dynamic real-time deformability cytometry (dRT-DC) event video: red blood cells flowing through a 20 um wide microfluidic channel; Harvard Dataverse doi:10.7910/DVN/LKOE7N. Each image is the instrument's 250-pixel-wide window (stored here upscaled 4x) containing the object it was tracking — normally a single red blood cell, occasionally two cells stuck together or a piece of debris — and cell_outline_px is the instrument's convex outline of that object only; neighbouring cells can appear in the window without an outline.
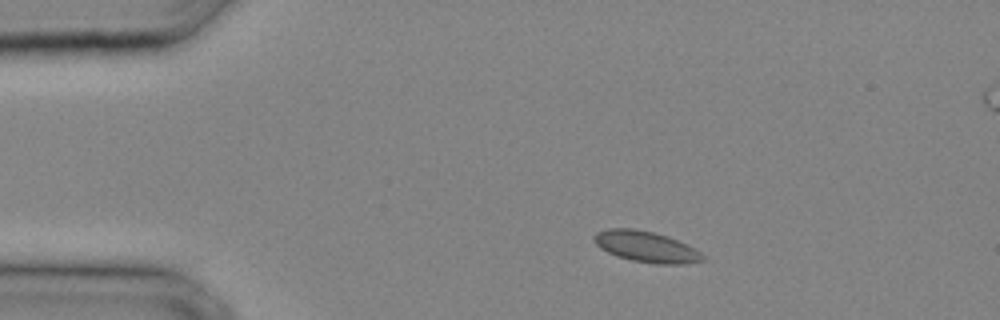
{"species": "common noctule bat (a hibernating species)", "species_latin": "Nyctalus noctula", "temperature_condition": "cold", "stored_images_in_passage": 27, "camera_frame_rate_fps": 3000, "um_per_image_px": 0.085, "animal": {"sex": "male", "body_mass_g": 20.4}, "frame": {"image": 1, "passage_image": 1, "time_ms": 0.0, "image_size_px": [1000, 320], "cell_outline_px": [[704, 260], [684, 264], [656, 264], [632, 260], [616, 256], [600, 248], [596, 244], [592, 236], [596, 232], [608, 228], [636, 228], [668, 236], [700, 252], [704, 256]], "centroid_in_image_um": [54.87, 20.96], "position_along_channel_um": 30.1, "area_um2": 19.48}}
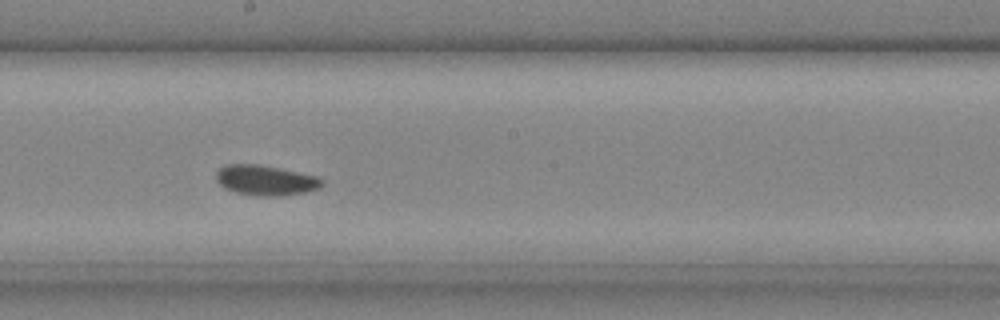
{"frame": {"image": 2, "passage_image": 13, "time_ms": 4.0, "image_size_px": [1000, 320], "cell_outline_px": [[324, 184], [320, 188], [304, 192], [284, 196], [256, 196], [236, 192], [224, 188], [216, 180], [216, 172], [224, 164], [260, 164], [316, 176], [324, 180]], "centroid_in_image_um": [22.57, 15.32], "position_along_channel_um": 225.6, "area_um2": 18.73}}
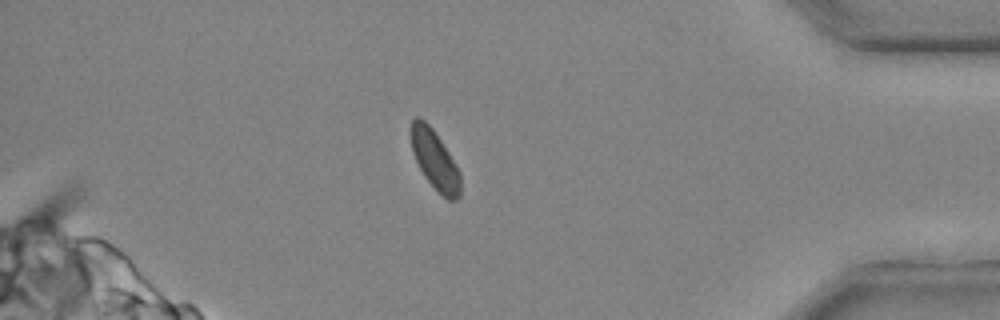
{"frame": {"image": 3, "passage_image": 23, "time_ms": 7.333, "image_size_px": [1000, 320], "cell_outline_px": [[460, 196], [456, 200], [448, 200], [424, 176], [412, 152], [408, 132], [408, 128], [412, 120], [416, 116], [424, 120], [432, 128], [448, 152], [460, 172]], "centroid_in_image_um": [36.91, 13.53], "position_along_channel_um": 398.3, "area_um2": 16.99}}